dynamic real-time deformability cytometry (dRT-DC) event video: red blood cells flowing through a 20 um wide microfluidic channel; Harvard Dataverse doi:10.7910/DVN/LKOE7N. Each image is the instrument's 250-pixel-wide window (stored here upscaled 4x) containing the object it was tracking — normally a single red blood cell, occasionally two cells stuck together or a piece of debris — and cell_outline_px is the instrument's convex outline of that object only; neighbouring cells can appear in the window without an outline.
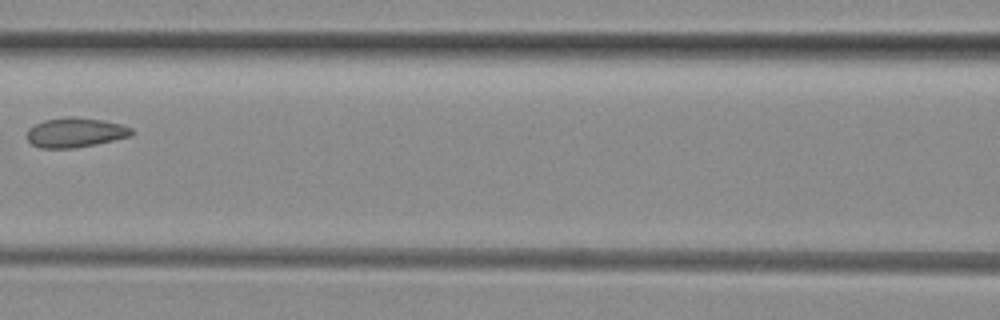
{"species": "common noctule bat (a hibernating species)", "species_latin": "Nyctalus noctula", "temperature_condition": "room temperature", "stored_images_in_passage": 7, "camera_frame_rate_fps": 3000, "um_per_image_px": 0.085, "animal": {"sex": "female", "body_mass_g": 29.2, "forearm_length_mm": 56.3}, "frame": {"image": 1, "passage_image": 6, "time_ms": 6.0, "image_size_px": [1000, 320], "cell_outline_px": [[136, 132], [132, 136], [96, 144], [76, 148], [40, 148], [32, 144], [28, 140], [28, 128], [44, 120], [64, 116], [76, 116], [104, 120], [120, 124], [132, 128]], "centroid_in_image_um": [6.44, 11.25], "position_along_channel_um": 160.2, "area_um2": 18.32}}
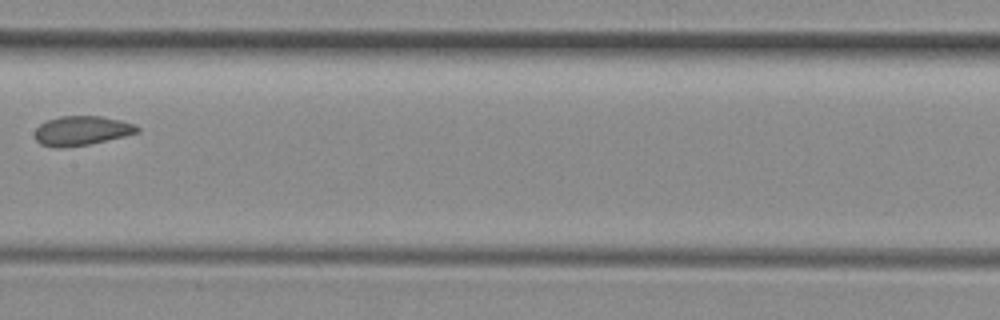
{"frame": {"image": 2, "passage_image": 7, "time_ms": 7.0, "image_size_px": [1000, 320], "cell_outline_px": [[140, 132], [124, 136], [88, 144], [60, 148], [40, 144], [36, 140], [36, 128], [40, 124], [48, 120], [60, 116], [100, 116], [120, 120], [136, 124], [140, 128]], "centroid_in_image_um": [6.97, 11.1], "position_along_channel_um": 200.4, "area_um2": 17.4}}